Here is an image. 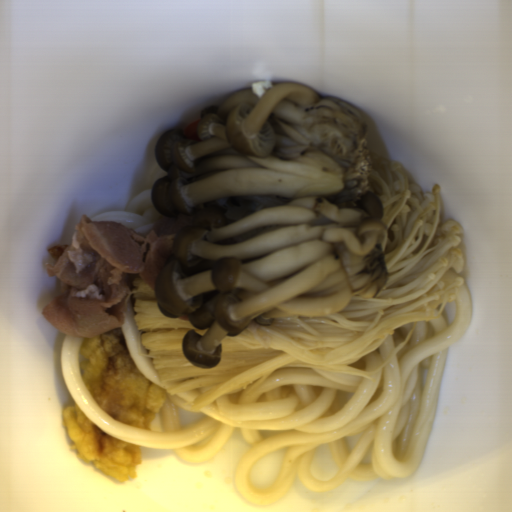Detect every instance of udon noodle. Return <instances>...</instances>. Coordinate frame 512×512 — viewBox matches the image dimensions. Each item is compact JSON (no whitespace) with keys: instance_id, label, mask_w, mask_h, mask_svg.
Masks as SVG:
<instances>
[{"instance_id":"udon-noodle-1","label":"udon noodle","mask_w":512,"mask_h":512,"mask_svg":"<svg viewBox=\"0 0 512 512\" xmlns=\"http://www.w3.org/2000/svg\"><path fill=\"white\" fill-rule=\"evenodd\" d=\"M136 276L131 272L125 277L130 295L119 328L135 366L166 392L135 325ZM453 301L456 309L451 322L444 307L437 319L392 330L380 346L347 365L374 371L415 325L408 342L373 374L375 382L333 370L283 368L248 392L238 388L196 411L192 410L194 399L212 384L176 395L166 392L159 410L163 432L123 424L94 400L80 368L84 337L66 334L60 372L73 403L103 432L122 442L173 450L181 460L203 463L222 449L234 430H239L248 447L235 464L233 484L240 498L261 507L271 506L297 481L319 494L339 488L347 480L399 479L418 469L435 423L449 349L471 321L467 285H461ZM178 406L205 417L181 426ZM360 433L349 452L345 437ZM323 444H329L339 473L320 482L313 478L309 463L316 447ZM282 449L285 451L274 482L261 489L250 484L247 476L254 463Z\"/></svg>"},{"instance_id":"udon-noodle-2","label":"udon noodle","mask_w":512,"mask_h":512,"mask_svg":"<svg viewBox=\"0 0 512 512\" xmlns=\"http://www.w3.org/2000/svg\"><path fill=\"white\" fill-rule=\"evenodd\" d=\"M166 173L161 167L154 170L147 188L133 198L125 210L104 212L90 219L97 222H119L139 235L150 234L162 215L152 205L151 186Z\"/></svg>"}]
</instances>
